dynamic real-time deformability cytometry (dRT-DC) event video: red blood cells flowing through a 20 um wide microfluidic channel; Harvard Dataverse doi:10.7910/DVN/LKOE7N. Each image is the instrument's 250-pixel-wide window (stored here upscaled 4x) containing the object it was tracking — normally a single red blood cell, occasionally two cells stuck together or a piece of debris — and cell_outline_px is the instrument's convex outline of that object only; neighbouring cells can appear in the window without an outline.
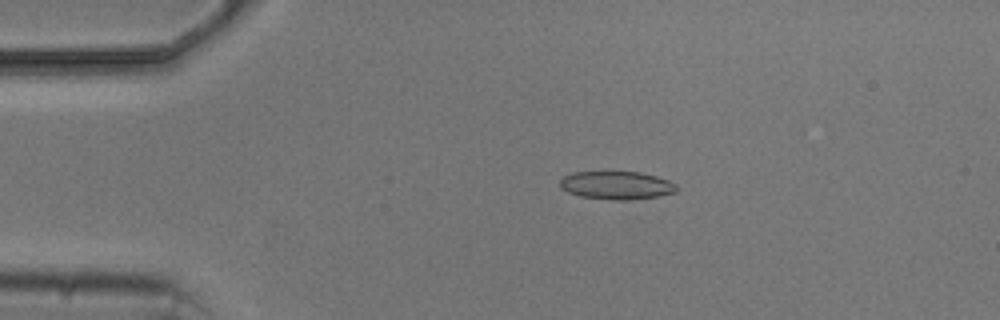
{"species": "common noctule bat (a hibernating species)", "species_latin": "Nyctalus noctula", "temperature_condition": "cold", "stored_images_in_passage": 4, "camera_frame_rate_fps": 3000, "um_per_image_px": 0.085, "animal": {"sex": "male", "body_mass_g": 20.5, "forearm_length_mm": 52.5}, "frame": {"image": 1, "passage_image": 1, "time_ms": 0.0, "image_size_px": [1000, 320], "cell_outline_px": [[680, 188], [676, 192], [656, 196], [628, 200], [612, 200], [580, 196], [568, 192], [560, 188], [560, 180], [564, 176], [572, 172], [640, 172], [656, 176], [668, 180], [676, 184]], "centroid_in_image_um": [52.41, 15.75], "position_along_channel_um": 32.6, "area_um2": 19.13}}
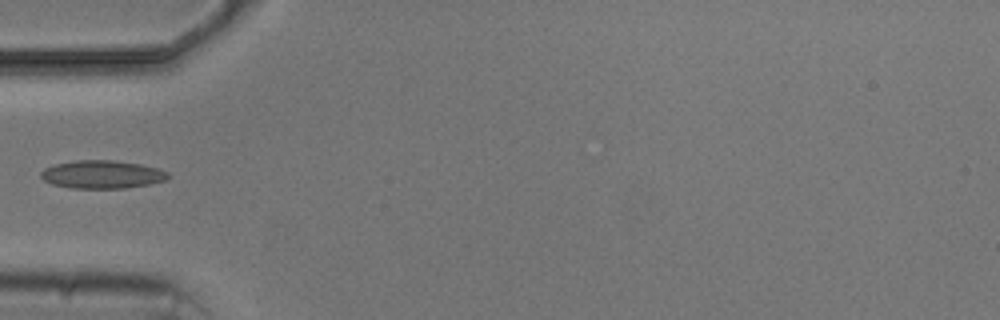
{"frame": {"image": 2, "passage_image": 3, "time_ms": 2.333, "image_size_px": [1000, 320], "cell_outline_px": [[168, 176], [164, 180], [148, 184], [124, 188], [72, 188], [52, 184], [44, 180], [40, 176], [40, 172], [44, 168], [56, 164], [76, 160], [112, 160], [140, 164], [156, 168], [168, 172]], "centroid_in_image_um": [8.63, 14.82], "position_along_channel_um": 76.4, "area_um2": 20.58}}
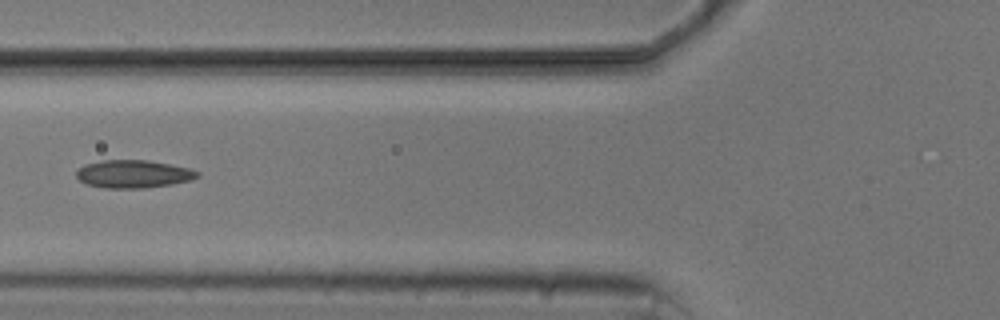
{"frame": {"image": 3, "passage_image": 4, "time_ms": 3.333, "image_size_px": [1000, 320], "cell_outline_px": [[200, 176], [192, 180], [172, 184], [144, 188], [104, 188], [88, 184], [80, 180], [76, 176], [76, 172], [84, 164], [104, 160], [148, 160], [188, 168], [200, 172]], "centroid_in_image_um": [11.35, 14.79], "position_along_channel_um": 114.4, "area_um2": 19.59}}